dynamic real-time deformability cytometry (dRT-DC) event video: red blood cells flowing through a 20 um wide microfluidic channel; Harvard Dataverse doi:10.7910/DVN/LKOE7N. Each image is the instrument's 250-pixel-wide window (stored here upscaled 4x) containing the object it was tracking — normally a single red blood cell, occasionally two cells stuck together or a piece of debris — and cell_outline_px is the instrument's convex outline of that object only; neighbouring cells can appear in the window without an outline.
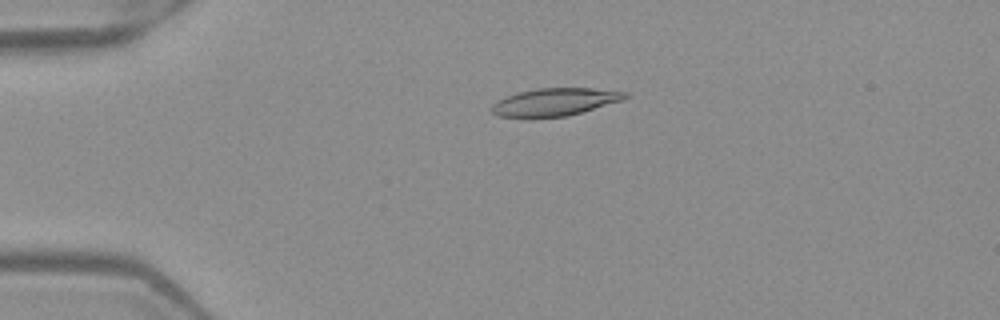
{"species": "Egyptian fruit bat (a non-hibernating species)", "species_latin": "Rousettus aegyptiacus", "temperature_condition": "warm", "stored_images_in_passage": 51, "camera_frame_rate_fps": 3000, "um_per_image_px": 0.085, "frame": {"image": 1, "passage_image": 12, "time_ms": 3.667, "image_size_px": [1000, 320], "cell_outline_px": [[628, 96], [624, 100], [568, 116], [496, 116], [492, 112], [492, 104], [496, 100], [504, 96], [516, 92], [536, 88], [592, 88], [628, 92]], "centroid_in_image_um": [47.17, 8.64], "position_along_channel_um": 37.8, "area_um2": 21.39}}
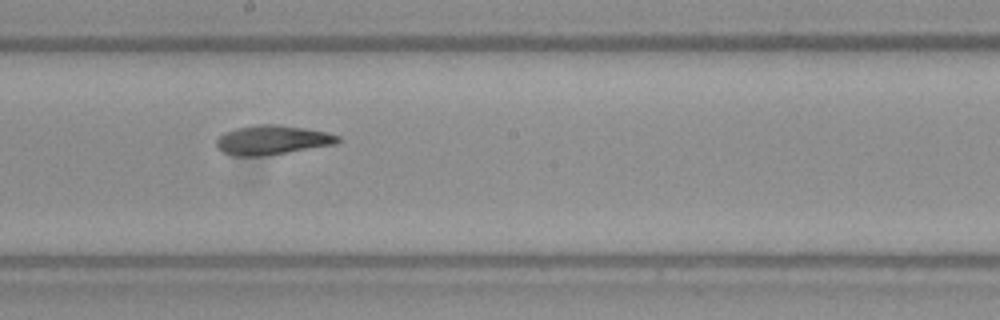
{"frame": {"image": 2, "passage_image": 29, "time_ms": 9.333, "image_size_px": [1000, 320], "cell_outline_px": [[344, 140], [336, 144], [264, 156], [232, 156], [216, 148], [216, 140], [224, 132], [236, 128], [256, 124], [276, 124], [304, 128], [328, 132], [340, 136]], "centroid_in_image_um": [23.15, 11.9], "position_along_channel_um": 225.0, "area_um2": 20.98}}
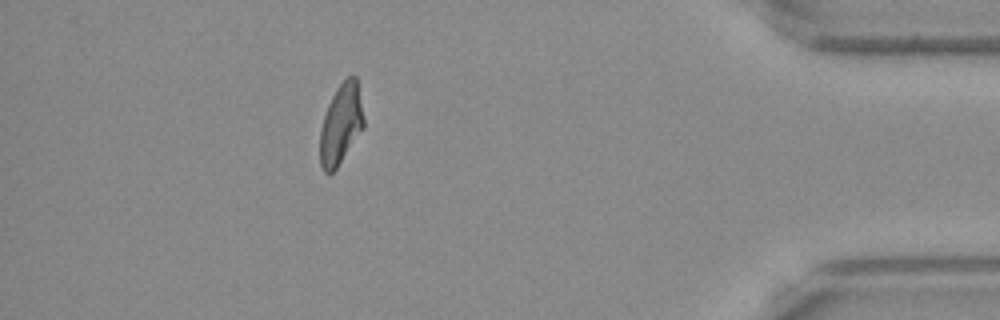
{"frame": {"image": 3, "passage_image": 46, "time_ms": 15.0, "image_size_px": [1000, 320], "cell_outline_px": [[364, 128], [336, 168], [332, 172], [324, 172], [320, 164], [320, 132], [324, 116], [328, 104], [336, 88], [348, 76], [356, 76], [364, 116]], "centroid_in_image_um": [28.98, 10.54], "position_along_channel_um": 406.2, "area_um2": 20.29}, "authors_computed_cell_mechanics": {"area_um2": 21.2126, "velocity_mm_per_s": 3.9953, "shape_relaxation_time_tau1_ms": 11.3586, "shape_relaxation_time_tau2_ms": 2.8648, "deformation_change_tau1": 0.3324, "deformation_change_tau2": 0.1142}}